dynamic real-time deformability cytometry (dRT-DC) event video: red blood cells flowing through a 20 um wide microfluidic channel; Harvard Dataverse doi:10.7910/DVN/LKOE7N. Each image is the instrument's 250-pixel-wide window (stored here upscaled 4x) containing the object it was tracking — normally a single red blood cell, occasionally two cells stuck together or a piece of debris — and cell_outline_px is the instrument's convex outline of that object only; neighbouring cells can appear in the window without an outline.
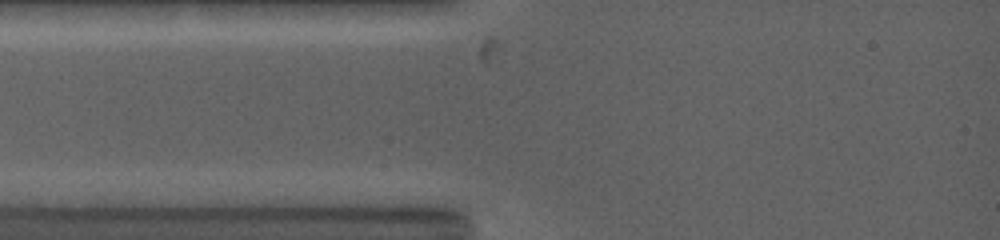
{"species": "common noctule bat (a hibernating species)", "species_latin": "Nyctalus noctula", "temperature_condition": "warm", "stored_images_in_passage": 2, "camera_frame_rate_fps": 5000, "um_per_image_px": 0.085, "animal": {"sex": "female", "body_mass_g": 19.0, "forearm_length_mm": 53.3}, "frame": {"image": 1, "passage_image": 1, "time_ms": 0.0, "image_size_px": [1000, 240], "cell_outline_px": [[432, 164], [424, 168], [304, 168], [292, 164], [292, 160], [300, 156], [356, 156], [428, 160]], "centroid_in_image_um": [30.41, 13.81], "position_along_channel_um": 54.6, "area_um2": 10.52}}